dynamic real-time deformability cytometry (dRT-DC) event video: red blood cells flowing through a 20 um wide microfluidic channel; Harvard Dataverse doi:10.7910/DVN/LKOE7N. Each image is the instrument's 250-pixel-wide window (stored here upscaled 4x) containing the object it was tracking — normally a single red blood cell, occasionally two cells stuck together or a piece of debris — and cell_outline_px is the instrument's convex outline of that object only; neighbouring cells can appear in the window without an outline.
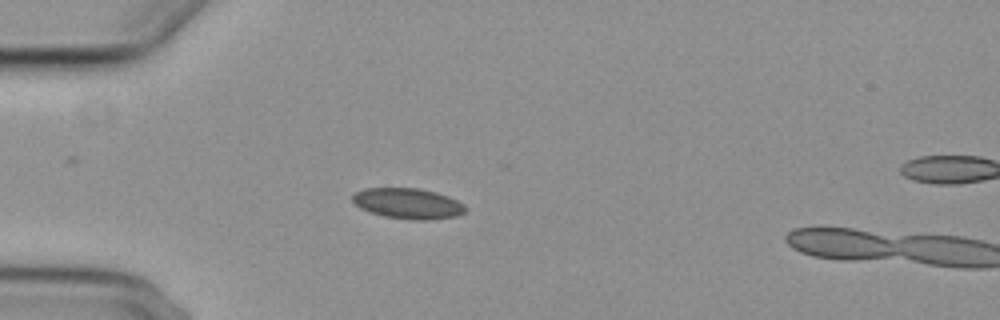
{"species": "common noctule bat (a hibernating species)", "species_latin": "Nyctalus noctula", "temperature_condition": "cold", "stored_images_in_passage": 15, "camera_frame_rate_fps": 3000, "um_per_image_px": 0.085, "animal": {"sex": "female", "body_mass_g": 29.2, "forearm_length_mm": 56.3}, "frame": {"image": 1, "passage_image": 13, "time_ms": 4.0, "image_size_px": [1000, 320], "cell_outline_px": [[468, 208], [464, 212], [456, 216], [432, 220], [412, 220], [384, 216], [368, 212], [360, 208], [352, 200], [352, 196], [356, 192], [364, 188], [416, 188], [436, 192], [448, 196], [464, 204]], "centroid_in_image_um": [34.68, 17.3], "position_along_channel_um": 50.3, "area_um2": 20.23}}